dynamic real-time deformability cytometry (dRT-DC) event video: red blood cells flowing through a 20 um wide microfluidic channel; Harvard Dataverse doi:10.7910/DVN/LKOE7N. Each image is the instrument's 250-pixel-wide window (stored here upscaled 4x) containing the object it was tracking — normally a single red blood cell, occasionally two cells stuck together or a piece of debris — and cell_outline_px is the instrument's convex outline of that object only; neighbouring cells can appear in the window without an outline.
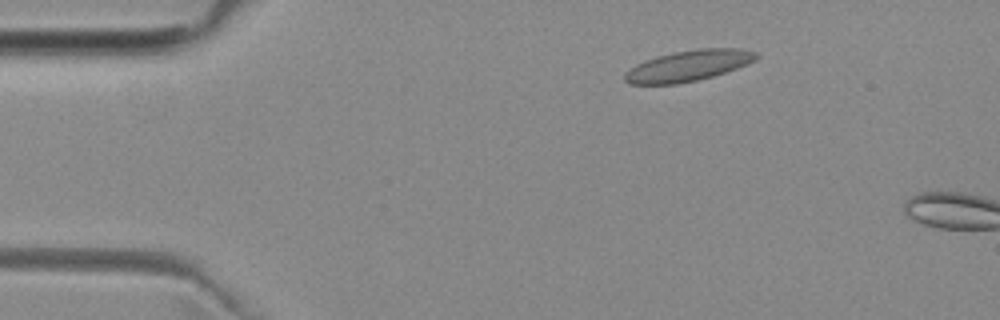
{"species": "common noctule bat (a hibernating species)", "species_latin": "Nyctalus noctula", "temperature_condition": "room temperature", "stored_images_in_passage": 2, "camera_frame_rate_fps": 3000, "um_per_image_px": 0.085, "animal": {"sex": "female", "body_mass_g": 29.2, "forearm_length_mm": 56.3}, "frame": {"image": 1, "passage_image": 1, "time_ms": 0.0, "image_size_px": [1000, 320], "cell_outline_px": [[760, 56], [756, 60], [736, 68], [712, 76], [696, 80], [676, 84], [628, 84], [624, 80], [624, 72], [636, 64], [644, 60], [656, 56], [672, 52], [696, 48], [740, 48], [756, 52]], "centroid_in_image_um": [58.48, 5.57], "position_along_channel_um": 26.5, "area_um2": 23.76}}